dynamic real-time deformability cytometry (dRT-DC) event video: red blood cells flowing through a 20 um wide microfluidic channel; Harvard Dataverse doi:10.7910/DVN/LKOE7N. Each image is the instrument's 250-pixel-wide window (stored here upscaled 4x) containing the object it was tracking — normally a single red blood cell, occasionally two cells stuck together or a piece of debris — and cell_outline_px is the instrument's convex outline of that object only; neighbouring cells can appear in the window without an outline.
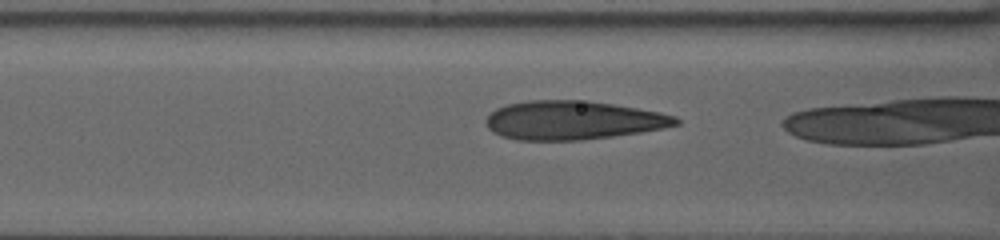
{"species": "human", "species_latin": "Homo sapiens", "temperature_condition": "warm", "stored_images_in_passage": 31, "camera_frame_rate_fps": 3000, "um_per_image_px": 0.085, "donor": {"sex": "female"}, "frame": {"image": 1, "passage_image": 30, "time_ms": 9.667, "image_size_px": [1000, 240], "cell_outline_px": [[680, 124], [640, 132], [580, 140], [516, 140], [492, 132], [488, 128], [484, 120], [496, 108], [508, 104], [528, 100], [588, 100], [660, 112], [676, 116], [680, 120]], "centroid_in_image_um": [48.67, 10.21], "position_along_channel_um": 117.9, "area_um2": 42.71}}